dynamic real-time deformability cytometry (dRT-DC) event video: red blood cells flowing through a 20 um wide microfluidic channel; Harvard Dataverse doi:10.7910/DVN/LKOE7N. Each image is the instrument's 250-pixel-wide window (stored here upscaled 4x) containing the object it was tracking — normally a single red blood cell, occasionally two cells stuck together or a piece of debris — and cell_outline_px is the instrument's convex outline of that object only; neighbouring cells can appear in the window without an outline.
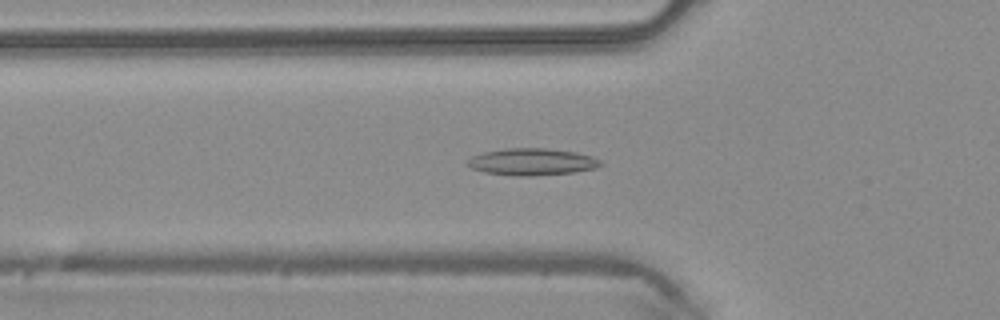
{"species": "common noctule bat (a hibernating species)", "species_latin": "Nyctalus noctula", "temperature_condition": "warm", "stored_images_in_passage": 44, "camera_frame_rate_fps": 3000, "um_per_image_px": 0.085, "animal": {"sex": "male", "body_mass_g": 20.4}, "frame": {"image": 1, "passage_image": 13, "time_ms": 4.0, "image_size_px": [1000, 320], "cell_outline_px": [[604, 164], [596, 168], [572, 172], [532, 176], [512, 176], [484, 172], [472, 168], [464, 164], [472, 156], [484, 152], [504, 148], [548, 148], [576, 152], [592, 156], [600, 160]], "centroid_in_image_um": [45.21, 13.75], "position_along_channel_um": 80.6, "area_um2": 21.04}}
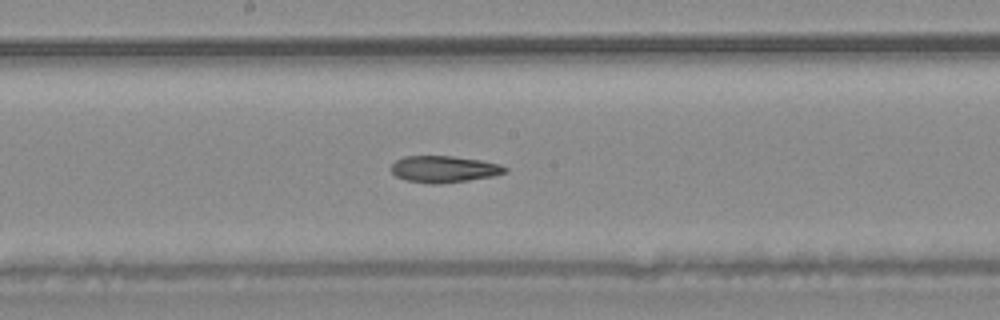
{"frame": {"image": 2, "passage_image": 22, "time_ms": 7.0, "image_size_px": [1000, 320], "cell_outline_px": [[508, 172], [492, 176], [468, 180], [440, 184], [428, 184], [404, 180], [396, 176], [392, 172], [392, 164], [396, 160], [404, 156], [452, 156], [480, 160], [500, 164], [508, 168]], "centroid_in_image_um": [37.74, 14.38], "position_along_channel_um": 210.5, "area_um2": 17.74}}
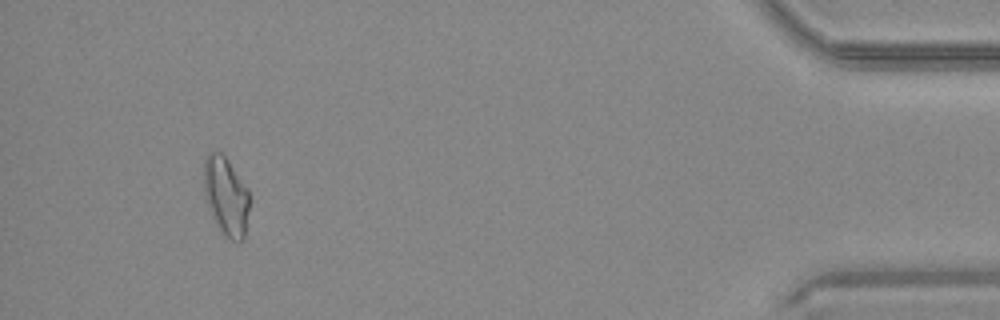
{"frame": {"image": 3, "passage_image": 41, "time_ms": 13.333, "image_size_px": [1000, 320], "cell_outline_px": [[248, 208], [244, 240], [232, 240], [220, 228], [216, 220], [208, 200], [204, 188], [204, 160], [208, 152], [220, 152], [228, 160], [248, 188]], "centroid_in_image_um": [19.23, 16.59], "position_along_channel_um": 416.0, "area_um2": 19.94}}